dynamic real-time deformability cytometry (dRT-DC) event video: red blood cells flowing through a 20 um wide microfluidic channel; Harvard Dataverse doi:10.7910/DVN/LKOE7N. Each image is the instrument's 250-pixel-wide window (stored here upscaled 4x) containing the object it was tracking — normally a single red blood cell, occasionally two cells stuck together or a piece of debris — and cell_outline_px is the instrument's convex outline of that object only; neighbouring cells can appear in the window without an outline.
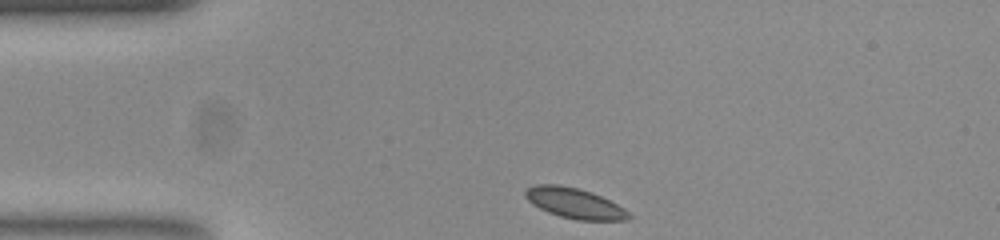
{"species": "common noctule bat (a hibernating species)", "species_latin": "Nyctalus noctula", "temperature_condition": "room temperature", "stored_images_in_passage": 33, "camera_frame_rate_fps": 3000, "um_per_image_px": 0.085, "animal": {"sex": "female", "body_mass_g": 23.0, "forearm_length_mm": 53.4}, "frame": {"image": 1, "passage_image": 1, "time_ms": 0.0, "image_size_px": [1000, 240], "cell_outline_px": [[632, 216], [628, 220], [576, 220], [560, 216], [548, 212], [532, 204], [524, 196], [524, 192], [528, 188], [536, 184], [556, 184], [576, 188], [592, 192], [624, 208]], "centroid_in_image_um": [48.83, 17.28], "position_along_channel_um": 36.2, "area_um2": 18.15}}
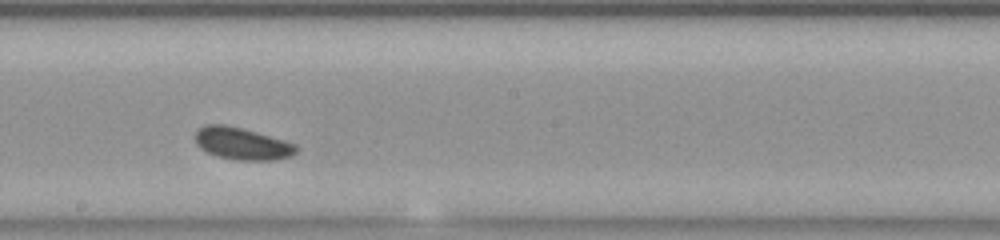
{"frame": {"image": 2, "passage_image": 19, "time_ms": 6.0, "image_size_px": [1000, 240], "cell_outline_px": [[300, 148], [292, 156], [276, 160], [236, 160], [216, 156], [200, 148], [196, 144], [196, 132], [200, 128], [208, 124], [224, 124], [256, 132], [284, 140], [296, 144]], "centroid_in_image_um": [20.61, 12.22], "position_along_channel_um": 227.6, "area_um2": 18.9}}
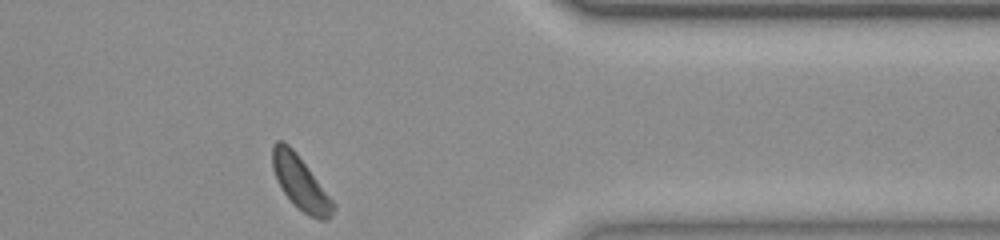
{"frame": {"image": 3, "passage_image": 33, "time_ms": 10.667, "image_size_px": [1000, 240], "cell_outline_px": [[336, 208], [328, 220], [320, 220], [308, 216], [284, 192], [272, 168], [272, 144], [276, 140], [284, 140], [296, 152], [336, 204]], "centroid_in_image_um": [25.55, 15.52], "position_along_channel_um": 385.8, "area_um2": 18.67}}